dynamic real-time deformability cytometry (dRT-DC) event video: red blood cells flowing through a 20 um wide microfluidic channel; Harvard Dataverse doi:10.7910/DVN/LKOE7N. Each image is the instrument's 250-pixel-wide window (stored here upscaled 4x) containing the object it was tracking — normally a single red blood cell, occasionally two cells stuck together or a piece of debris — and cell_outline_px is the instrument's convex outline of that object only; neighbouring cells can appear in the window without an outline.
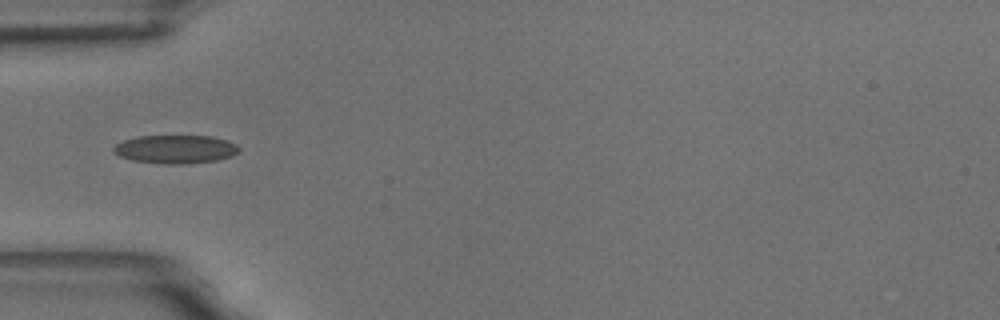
{"species": "common noctule bat (a hibernating species)", "species_latin": "Nyctalus noctula", "temperature_condition": "room temperature", "stored_images_in_passage": 4, "camera_frame_rate_fps": 3000, "um_per_image_px": 0.085, "animal": {"sex": "male", "body_mass_g": 18.8}, "frame": {"image": 1, "passage_image": 1, "time_ms": 0.0, "image_size_px": [1000, 320], "cell_outline_px": [[240, 152], [232, 156], [216, 160], [184, 164], [164, 164], [132, 160], [120, 156], [112, 152], [112, 148], [116, 144], [124, 140], [136, 136], [212, 136], [228, 140], [236, 144], [240, 148]], "centroid_in_image_um": [14.93, 12.68], "position_along_channel_um": 70.1, "area_um2": 20.92}}